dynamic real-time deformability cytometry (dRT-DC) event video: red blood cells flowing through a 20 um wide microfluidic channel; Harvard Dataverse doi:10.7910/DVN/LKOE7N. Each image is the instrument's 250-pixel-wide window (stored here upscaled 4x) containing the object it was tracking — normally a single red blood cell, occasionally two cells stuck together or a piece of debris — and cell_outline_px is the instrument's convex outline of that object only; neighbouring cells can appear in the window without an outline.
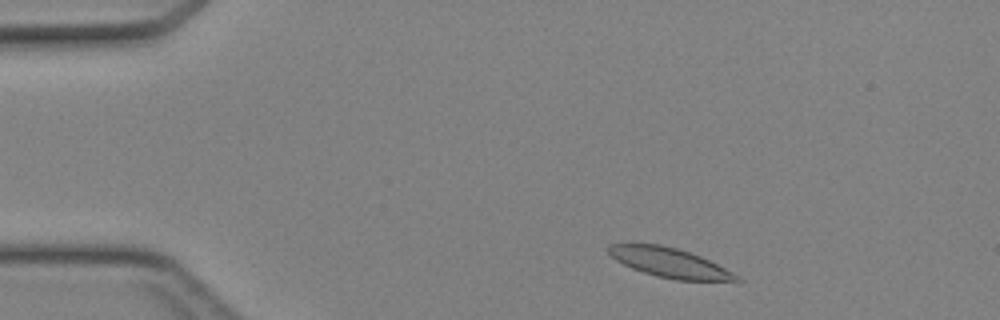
{"species": "Egyptian fruit bat (a non-hibernating species)", "species_latin": "Rousettus aegyptiacus", "temperature_condition": "cold", "stored_images_in_passage": 41, "camera_frame_rate_fps": 3000, "um_per_image_px": 0.085, "animal": {"sex": "female"}, "frame": {"image": 1, "passage_image": 3, "time_ms": 0.667, "image_size_px": [1000, 320], "cell_outline_px": [[744, 280], [740, 284], [676, 280], [656, 276], [632, 268], [616, 260], [608, 252], [608, 244], [632, 240], [660, 244], [676, 248], [700, 256], [740, 276]], "centroid_in_image_um": [56.97, 22.34], "position_along_channel_um": 28.0, "area_um2": 23.24}}
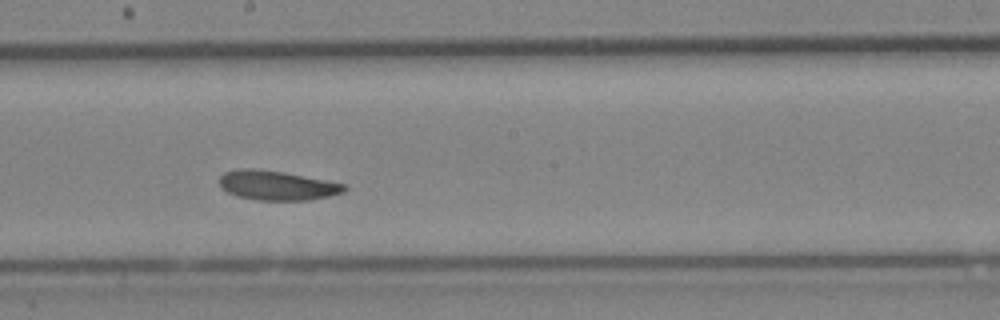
{"frame": {"image": 2, "passage_image": 21, "time_ms": 6.667, "image_size_px": [1000, 320], "cell_outline_px": [[348, 188], [344, 192], [328, 196], [308, 200], [256, 200], [236, 196], [228, 192], [220, 184], [220, 176], [224, 172], [240, 168], [252, 168], [284, 172], [348, 184]], "centroid_in_image_um": [23.58, 15.75], "position_along_channel_um": 224.6, "area_um2": 21.5}}
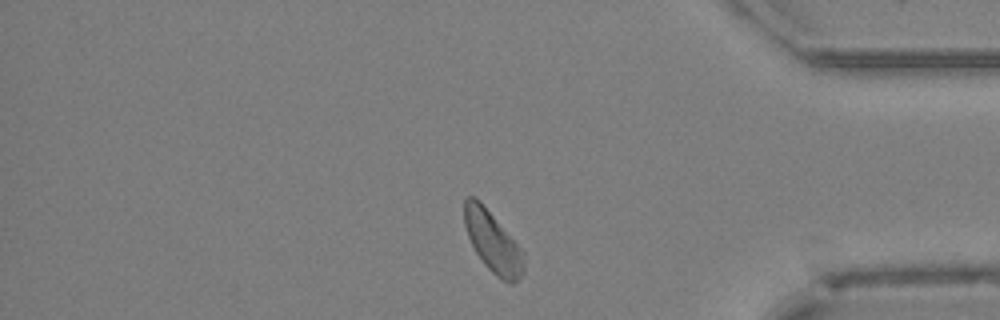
{"frame": {"image": 3, "passage_image": 34, "time_ms": 11.0, "image_size_px": [1000, 320], "cell_outline_px": [[524, 272], [512, 284], [508, 284], [496, 276], [484, 264], [476, 252], [468, 236], [464, 224], [464, 200], [468, 196], [472, 196], [480, 200], [524, 252]], "centroid_in_image_um": [41.88, 20.57], "position_along_channel_um": 393.3, "area_um2": 20.98}}